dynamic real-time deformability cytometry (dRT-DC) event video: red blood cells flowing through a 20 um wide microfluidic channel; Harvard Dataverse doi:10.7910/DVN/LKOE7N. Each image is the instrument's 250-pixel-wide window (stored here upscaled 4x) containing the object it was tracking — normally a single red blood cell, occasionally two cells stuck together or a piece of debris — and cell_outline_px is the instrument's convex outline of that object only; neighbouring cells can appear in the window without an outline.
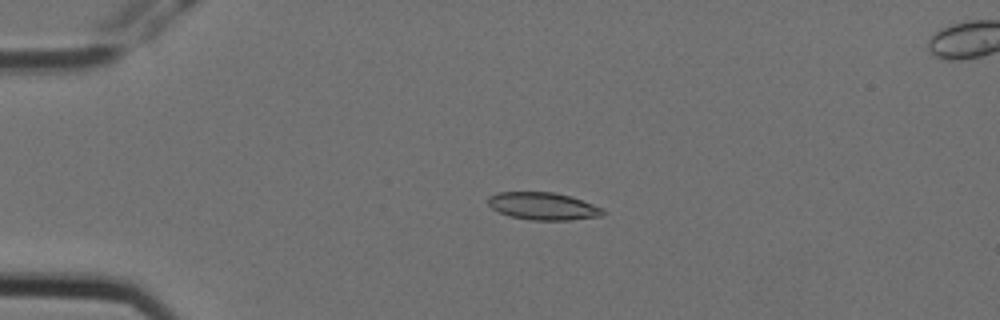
{"species": "Egyptian fruit bat (a non-hibernating species)", "species_latin": "Rousettus aegyptiacus", "temperature_condition": "cold", "stored_images_in_passage": 5, "camera_frame_rate_fps": 3000, "um_per_image_px": 0.085, "animal": {"sex": "female"}, "frame": {"image": 1, "passage_image": 4, "time_ms": 1.0, "image_size_px": [1000, 320], "cell_outline_px": [[604, 216], [568, 220], [528, 220], [508, 216], [492, 208], [488, 204], [488, 196], [496, 192], [552, 192], [568, 196], [604, 208]], "centroid_in_image_um": [46.14, 17.53], "position_along_channel_um": 38.9, "area_um2": 18.38}}